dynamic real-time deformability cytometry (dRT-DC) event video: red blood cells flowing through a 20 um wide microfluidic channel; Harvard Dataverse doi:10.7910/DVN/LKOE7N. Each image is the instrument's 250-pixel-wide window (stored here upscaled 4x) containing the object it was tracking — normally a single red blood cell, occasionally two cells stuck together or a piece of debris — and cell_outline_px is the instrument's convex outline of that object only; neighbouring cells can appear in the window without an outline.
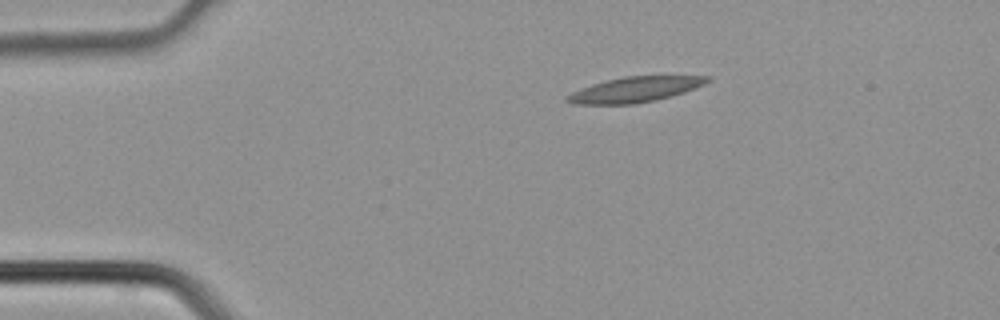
{"species": "common noctule bat (a hibernating species)", "species_latin": "Nyctalus noctula", "temperature_condition": "cold", "stored_images_in_passage": 4, "camera_frame_rate_fps": 3000, "um_per_image_px": 0.085, "animal": {"sex": "male", "body_mass_g": 21.5, "forearm_length_mm": 52.0}, "frame": {"image": 1, "passage_image": 4, "time_ms": 1.0, "image_size_px": [1000, 320], "cell_outline_px": [[712, 80], [704, 84], [684, 92], [656, 100], [636, 104], [572, 104], [564, 100], [564, 96], [572, 92], [592, 84], [624, 76], [712, 76]], "centroid_in_image_um": [53.96, 7.61], "position_along_channel_um": 31.0, "area_um2": 20.63}}